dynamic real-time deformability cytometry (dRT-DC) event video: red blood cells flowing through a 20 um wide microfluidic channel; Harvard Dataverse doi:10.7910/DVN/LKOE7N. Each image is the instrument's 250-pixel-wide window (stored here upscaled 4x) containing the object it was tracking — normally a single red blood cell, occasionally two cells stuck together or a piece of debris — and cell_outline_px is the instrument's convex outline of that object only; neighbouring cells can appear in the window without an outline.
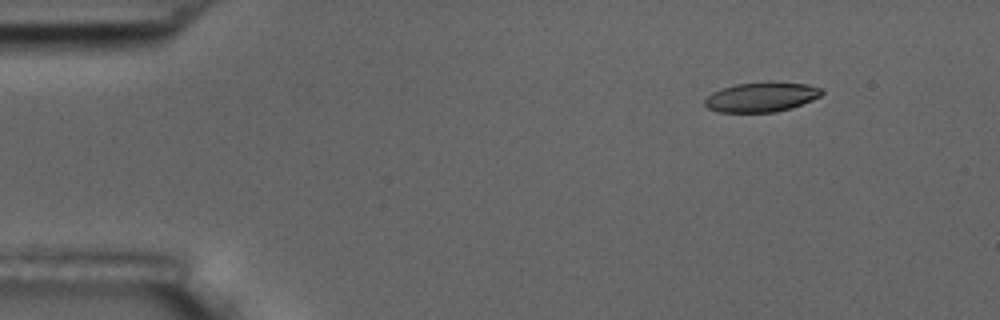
{"species": "common noctule bat (a hibernating species)", "species_latin": "Nyctalus noctula", "temperature_condition": "room temperature", "stored_images_in_passage": 5, "camera_frame_rate_fps": 3000, "um_per_image_px": 0.085, "animal": {"sex": "male", "body_mass_g": 17.5, "forearm_length_mm": 52.3}, "frame": {"image": 1, "passage_image": 2, "time_ms": 1.0, "image_size_px": [1000, 320], "cell_outline_px": [[824, 92], [820, 96], [812, 100], [792, 108], [776, 112], [720, 112], [708, 108], [704, 104], [704, 100], [712, 92], [720, 88], [736, 84], [772, 80], [808, 84], [820, 88]], "centroid_in_image_um": [64.73, 8.22], "position_along_channel_um": 20.3, "area_um2": 20.63}}
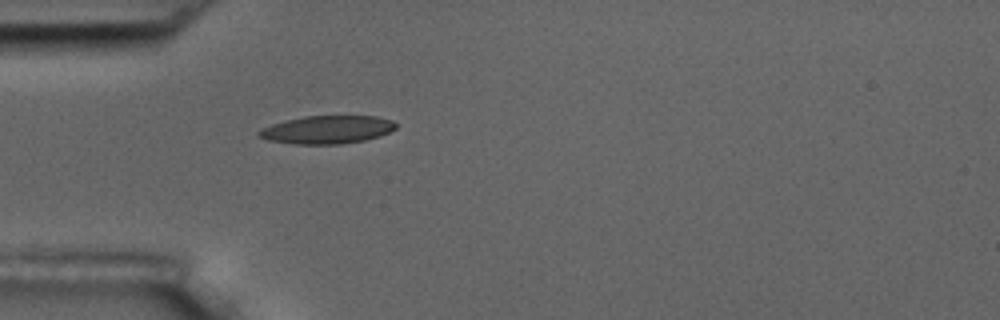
{"frame": {"image": 2, "passage_image": 5, "time_ms": 4.333, "image_size_px": [1000, 320], "cell_outline_px": [[396, 128], [380, 136], [364, 140], [340, 144], [292, 144], [268, 140], [256, 136], [256, 132], [260, 128], [272, 124], [304, 116], [376, 116], [392, 120], [396, 124]], "centroid_in_image_um": [27.77, 11.02], "position_along_channel_um": 57.2, "area_um2": 22.43}}